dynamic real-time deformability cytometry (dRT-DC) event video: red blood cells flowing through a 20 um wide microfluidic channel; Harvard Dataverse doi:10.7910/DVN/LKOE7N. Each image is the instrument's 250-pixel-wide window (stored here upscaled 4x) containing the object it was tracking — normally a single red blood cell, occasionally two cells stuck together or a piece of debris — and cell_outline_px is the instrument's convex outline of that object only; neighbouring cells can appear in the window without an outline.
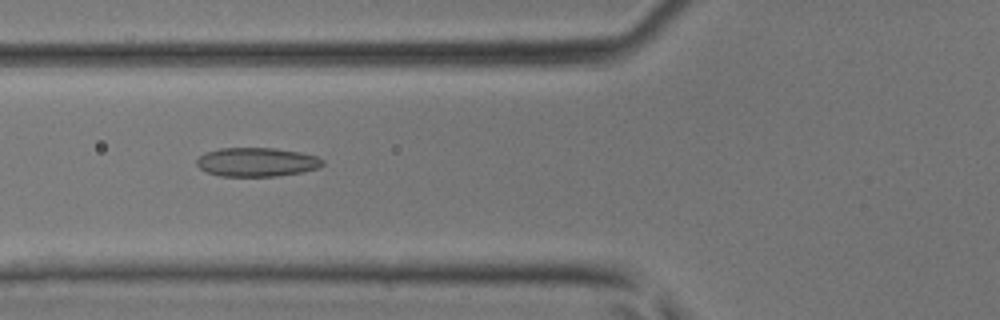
{"species": "common noctule bat (a hibernating species)", "species_latin": "Nyctalus noctula", "temperature_condition": "room temperature", "stored_images_in_passage": 41, "camera_frame_rate_fps": 3000, "um_per_image_px": 0.085, "animal": {"sex": "male", "body_mass_g": 17.9, "forearm_length_mm": 54.2}, "frame": {"image": 1, "passage_image": 13, "time_ms": 4.0, "image_size_px": [1000, 320], "cell_outline_px": [[324, 164], [320, 168], [300, 172], [276, 176], [220, 176], [204, 172], [196, 164], [196, 160], [204, 152], [220, 148], [272, 148], [300, 152], [316, 156], [324, 160]], "centroid_in_image_um": [21.8, 13.78], "position_along_channel_um": 104.0, "area_um2": 21.33}}
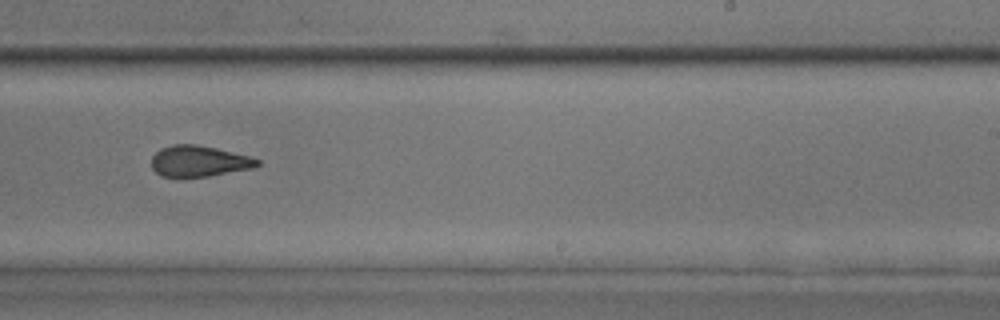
{"frame": {"image": 2, "passage_image": 24, "time_ms": 7.667, "image_size_px": [1000, 320], "cell_outline_px": [[260, 164], [256, 168], [208, 176], [160, 176], [152, 168], [152, 156], [160, 148], [172, 144], [196, 144], [216, 148], [248, 156], [260, 160]], "centroid_in_image_um": [16.92, 13.69], "position_along_channel_um": 272.1, "area_um2": 19.07}}
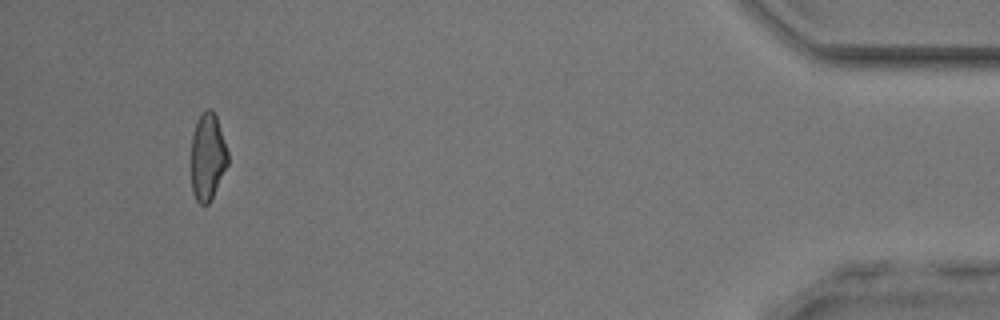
{"frame": {"image": 3, "passage_image": 38, "time_ms": 12.333, "image_size_px": [1000, 320], "cell_outline_px": [[228, 164], [208, 204], [200, 204], [196, 200], [192, 192], [192, 132], [200, 112], [208, 108], [212, 108], [216, 116], [228, 152]], "centroid_in_image_um": [17.64, 13.28], "position_along_channel_um": 417.6, "area_um2": 18.5}}